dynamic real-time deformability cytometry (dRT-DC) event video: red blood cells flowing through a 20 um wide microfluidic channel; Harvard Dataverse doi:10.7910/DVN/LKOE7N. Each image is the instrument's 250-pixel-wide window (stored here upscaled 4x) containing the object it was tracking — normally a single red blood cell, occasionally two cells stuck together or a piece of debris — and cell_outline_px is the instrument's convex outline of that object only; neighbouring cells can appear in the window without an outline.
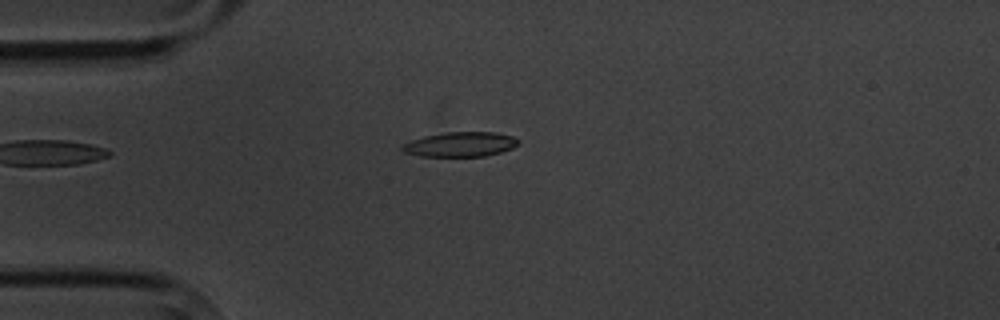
{"species": "common noctule bat (a hibernating species)", "species_latin": "Nyctalus noctula", "temperature_condition": "cold", "stored_images_in_passage": 4, "camera_frame_rate_fps": 3000, "um_per_image_px": 0.085, "animal": {"sex": "male", "body_mass_g": 20.1, "forearm_length_mm": 53.5}, "frame": {"image": 1, "passage_image": 4, "time_ms": 3.667, "image_size_px": [1000, 320], "cell_outline_px": [[520, 144], [512, 148], [500, 152], [484, 156], [420, 156], [404, 152], [400, 148], [404, 144], [412, 140], [424, 136], [448, 132], [496, 132], [512, 136], [520, 140]], "centroid_in_image_um": [39.16, 12.26], "position_along_channel_um": 45.8, "area_um2": 16.65}}